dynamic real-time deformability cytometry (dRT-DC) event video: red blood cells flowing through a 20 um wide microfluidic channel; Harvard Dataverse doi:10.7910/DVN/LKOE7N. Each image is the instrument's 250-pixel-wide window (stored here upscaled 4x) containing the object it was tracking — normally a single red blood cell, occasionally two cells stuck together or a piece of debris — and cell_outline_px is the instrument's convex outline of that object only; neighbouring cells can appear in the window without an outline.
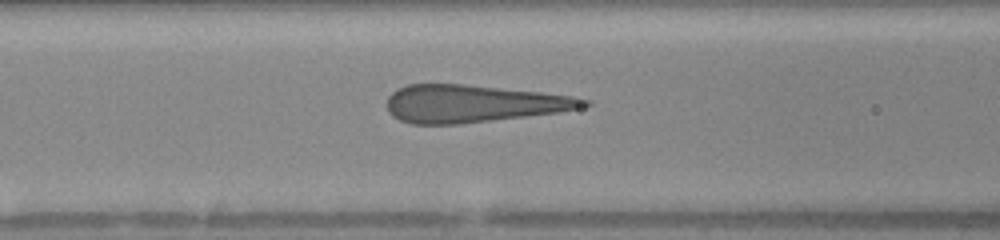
{"species": "human", "species_latin": "Homo sapiens", "temperature_condition": "warm", "stored_images_in_passage": 37, "camera_frame_rate_fps": 3000, "um_per_image_px": 0.085, "donor": {"sex": "female"}, "frame": {"image": 1, "passage_image": 14, "time_ms": 4.333, "image_size_px": [1000, 240], "cell_outline_px": [[592, 104], [580, 108], [556, 112], [460, 124], [412, 124], [400, 120], [392, 116], [388, 112], [388, 96], [396, 88], [408, 84], [460, 84], [540, 92], [572, 96], [592, 100]], "centroid_in_image_um": [40.18, 8.81], "position_along_channel_um": 126.4, "area_um2": 42.71}}
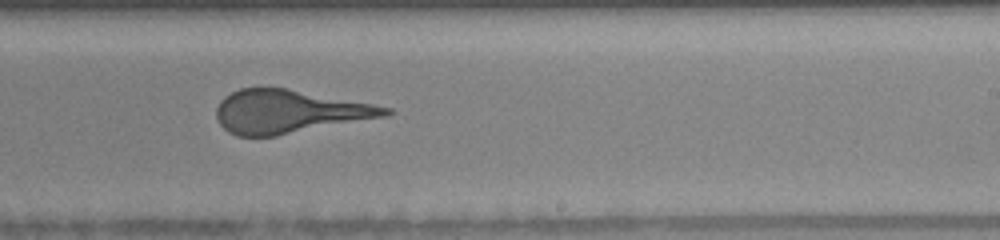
{"frame": {"image": 2, "passage_image": 24, "time_ms": 7.667, "image_size_px": [1000, 240], "cell_outline_px": [[392, 112], [384, 116], [276, 136], [236, 136], [228, 132], [220, 124], [216, 116], [216, 108], [220, 100], [224, 96], [240, 88], [284, 88], [372, 104], [392, 108]], "centroid_in_image_um": [24.49, 9.49], "position_along_channel_um": 264.5, "area_um2": 42.02}}
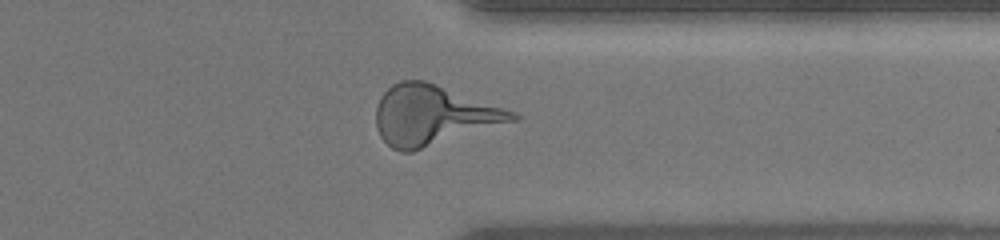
{"frame": {"image": 3, "passage_image": 32, "time_ms": 10.333, "image_size_px": [1000, 240], "cell_outline_px": [[520, 120], [412, 152], [400, 152], [392, 148], [380, 136], [376, 128], [376, 104], [380, 96], [392, 84], [400, 80], [424, 80], [516, 112], [520, 116]], "centroid_in_image_um": [36.81, 9.81], "position_along_channel_um": 374.6, "area_um2": 47.69}}